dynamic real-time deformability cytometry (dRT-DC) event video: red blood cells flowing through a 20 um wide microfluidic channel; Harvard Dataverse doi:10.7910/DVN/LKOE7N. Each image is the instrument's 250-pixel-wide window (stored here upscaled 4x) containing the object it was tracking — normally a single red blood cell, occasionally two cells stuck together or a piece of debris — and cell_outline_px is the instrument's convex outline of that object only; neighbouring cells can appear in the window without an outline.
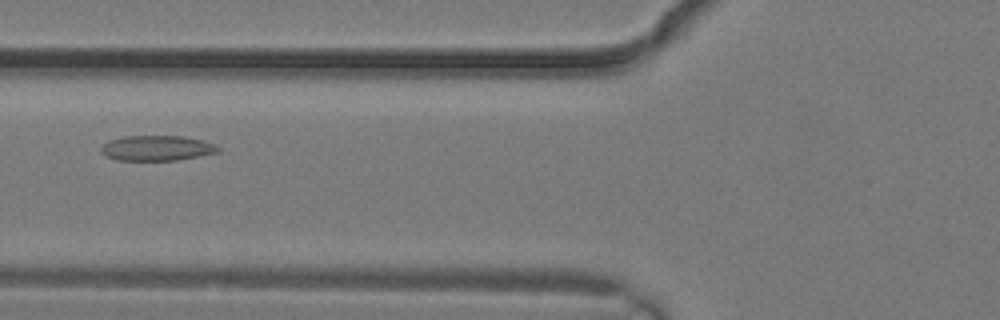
{"species": "common noctule bat (a hibernating species)", "species_latin": "Nyctalus noctula", "temperature_condition": "warm", "stored_images_in_passage": 2, "camera_frame_rate_fps": 3000, "um_per_image_px": 0.085, "animal": {"sex": "male", "body_mass_g": 19.2, "forearm_length_mm": 51.8}, "frame": {"image": 1, "passage_image": 2, "time_ms": 0.333, "image_size_px": [1000, 320], "cell_outline_px": [[220, 152], [176, 160], [116, 160], [104, 156], [100, 152], [100, 148], [108, 140], [124, 136], [184, 136], [200, 140], [212, 144], [220, 148]], "centroid_in_image_um": [13.27, 12.59], "position_along_channel_um": 112.5, "area_um2": 17.17}}